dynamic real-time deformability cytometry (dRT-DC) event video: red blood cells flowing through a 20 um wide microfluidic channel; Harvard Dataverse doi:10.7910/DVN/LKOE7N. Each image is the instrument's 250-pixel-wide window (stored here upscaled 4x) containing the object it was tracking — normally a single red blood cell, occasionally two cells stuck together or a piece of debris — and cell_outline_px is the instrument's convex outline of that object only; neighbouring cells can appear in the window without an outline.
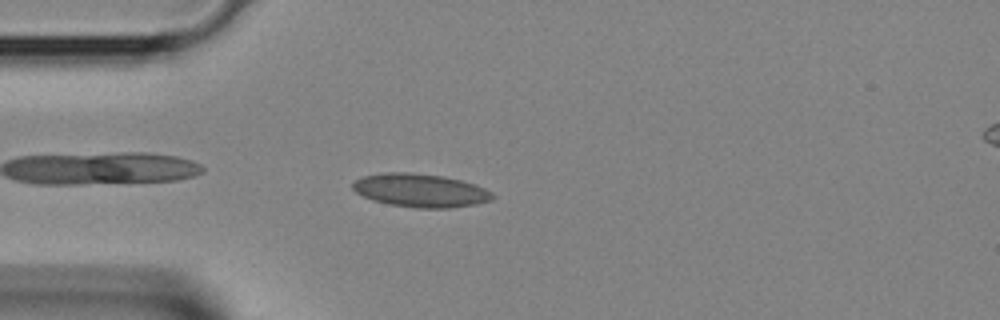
{"species": "Egyptian fruit bat (a non-hibernating species)", "species_latin": "Rousettus aegyptiacus", "temperature_condition": "room temperature", "stored_images_in_passage": 31, "camera_frame_rate_fps": 3000, "um_per_image_px": 0.085, "animal": {"sex": "female"}, "frame": {"image": 1, "passage_image": 2, "time_ms": 0.333, "image_size_px": [1000, 320], "cell_outline_px": [[496, 196], [492, 200], [476, 204], [448, 208], [416, 208], [392, 204], [372, 200], [356, 192], [352, 188], [352, 184], [356, 180], [364, 176], [380, 172], [412, 172], [444, 176], [476, 184], [492, 192]], "centroid_in_image_um": [35.76, 16.17], "position_along_channel_um": 49.2, "area_um2": 27.28}}
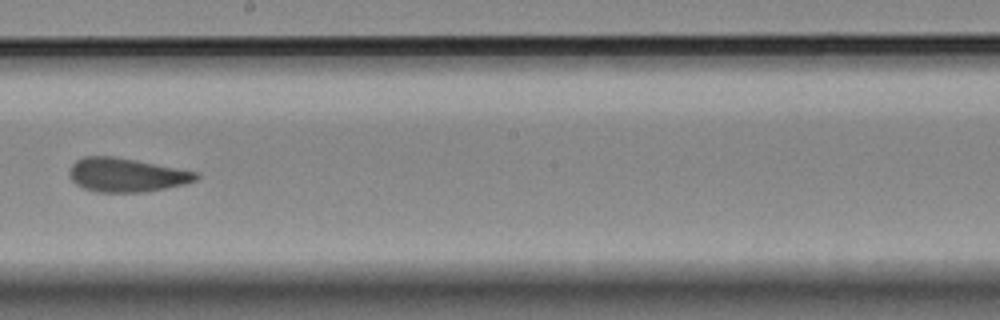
{"frame": {"image": 2, "passage_image": 14, "time_ms": 4.333, "image_size_px": [1000, 320], "cell_outline_px": [[200, 176], [196, 180], [184, 184], [144, 192], [96, 192], [84, 188], [76, 184], [68, 176], [68, 172], [72, 164], [76, 160], [84, 156], [112, 156], [136, 160], [200, 172]], "centroid_in_image_um": [10.74, 14.86], "position_along_channel_um": 237.5, "area_um2": 25.09}}
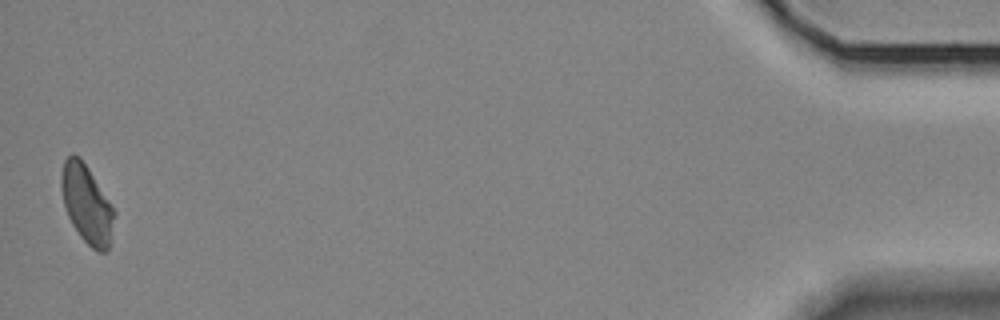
{"frame": {"image": 3, "passage_image": 31, "time_ms": 10.0, "image_size_px": [1000, 320], "cell_outline_px": [[116, 212], [108, 248], [104, 252], [96, 252], [80, 236], [72, 224], [68, 216], [64, 204], [60, 188], [60, 176], [64, 160], [72, 152], [80, 156], [88, 168]], "centroid_in_image_um": [7.35, 17.32], "position_along_channel_um": 427.9, "area_um2": 24.1}}